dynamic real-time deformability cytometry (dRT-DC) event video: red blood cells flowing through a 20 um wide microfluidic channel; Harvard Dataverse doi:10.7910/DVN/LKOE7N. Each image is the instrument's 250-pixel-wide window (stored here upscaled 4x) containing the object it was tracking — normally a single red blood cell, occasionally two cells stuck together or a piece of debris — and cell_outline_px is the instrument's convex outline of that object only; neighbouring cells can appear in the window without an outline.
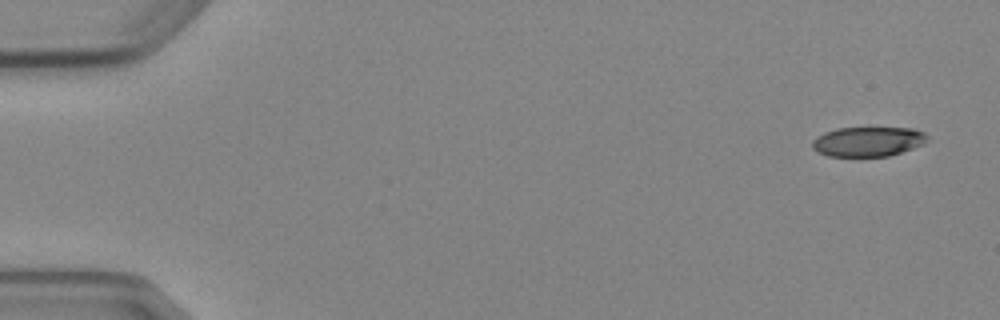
{"species": "Egyptian fruit bat (a non-hibernating species)", "species_latin": "Rousettus aegyptiacus", "temperature_condition": "cold", "stored_images_in_passage": 4, "camera_frame_rate_fps": 3000, "um_per_image_px": 0.085, "animal": {"sex": "female"}, "frame": {"image": 1, "passage_image": 1, "time_ms": 0.0, "image_size_px": [1000, 320], "cell_outline_px": [[928, 140], [924, 144], [888, 156], [828, 156], [816, 152], [812, 148], [812, 140], [816, 136], [824, 132], [836, 128], [912, 128], [924, 132], [928, 136]], "centroid_in_image_um": [73.75, 12.03], "position_along_channel_um": 11.3, "area_um2": 20.0}}
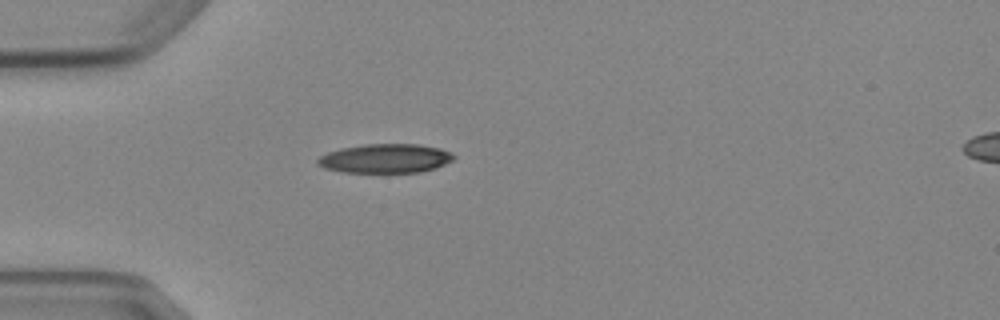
{"frame": {"image": 2, "passage_image": 4, "time_ms": 4.333, "image_size_px": [1000, 320], "cell_outline_px": [[456, 156], [452, 160], [436, 168], [420, 172], [344, 172], [324, 168], [316, 164], [316, 160], [320, 156], [328, 152], [340, 148], [364, 144], [420, 144], [440, 148], [452, 152]], "centroid_in_image_um": [32.76, 13.46], "position_along_channel_um": 52.2, "area_um2": 23.18}}